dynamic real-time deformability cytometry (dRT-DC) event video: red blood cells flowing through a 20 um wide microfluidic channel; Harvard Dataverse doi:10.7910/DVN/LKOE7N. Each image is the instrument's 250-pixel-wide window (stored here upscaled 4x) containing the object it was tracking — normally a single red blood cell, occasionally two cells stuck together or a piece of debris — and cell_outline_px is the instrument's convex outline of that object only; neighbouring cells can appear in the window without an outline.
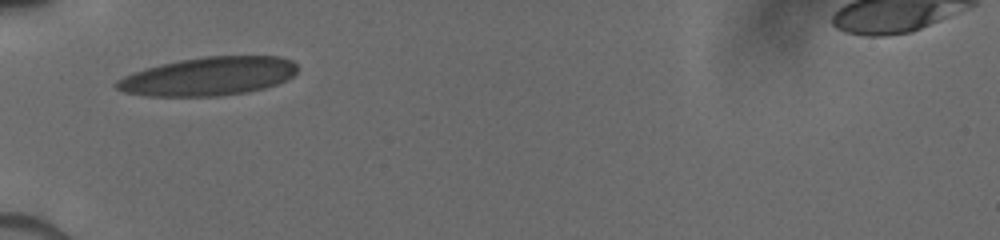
{"species": "human", "species_latin": "Homo sapiens", "temperature_condition": "cold", "stored_images_in_passage": 21, "camera_frame_rate_fps": 3000, "um_per_image_px": 0.085, "donor": {"sex": "male"}, "frame": {"image": 1, "passage_image": 1, "time_ms": 0.0, "image_size_px": [1000, 240], "cell_outline_px": [[296, 72], [292, 76], [276, 84], [264, 88], [248, 92], [220, 96], [148, 96], [124, 92], [116, 88], [112, 84], [116, 80], [132, 72], [144, 68], [160, 64], [180, 60], [204, 56], [280, 56], [292, 60], [296, 64]], "centroid_in_image_um": [17.69, 6.48], "position_along_channel_um": 67.3, "area_um2": 40.75}}
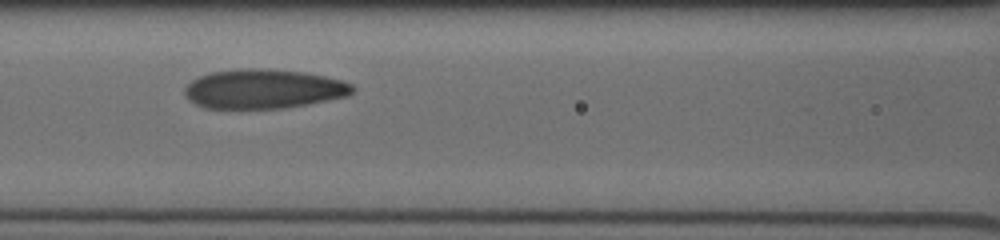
{"frame": {"image": 2, "passage_image": 14, "time_ms": 2.0, "image_size_px": [1000, 240], "cell_outline_px": [[356, 88], [348, 96], [308, 104], [284, 108], [204, 108], [188, 100], [184, 92], [184, 88], [192, 80], [208, 72], [240, 68], [268, 68], [304, 72], [324, 76], [340, 80], [352, 84]], "centroid_in_image_um": [22.39, 7.55], "position_along_channel_um": 144.2, "area_um2": 38.73}}
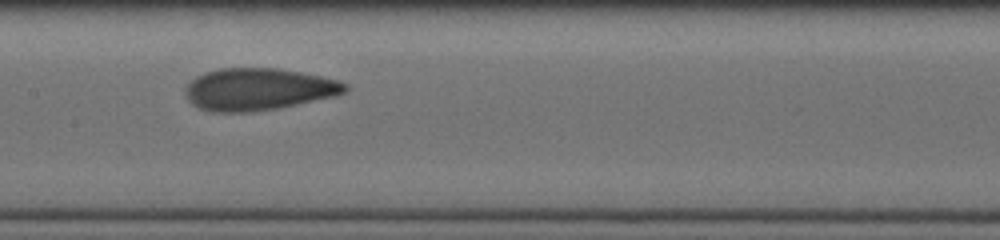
{"frame": {"image": 3, "passage_image": 20, "time_ms": 3.0, "image_size_px": [1000, 240], "cell_outline_px": [[348, 88], [344, 92], [336, 96], [276, 108], [252, 112], [212, 112], [200, 108], [192, 104], [188, 100], [184, 92], [184, 88], [196, 76], [220, 68], [276, 68], [300, 72], [340, 80], [348, 84]], "centroid_in_image_um": [21.95, 7.59], "position_along_channel_um": 185.4, "area_um2": 39.13}}